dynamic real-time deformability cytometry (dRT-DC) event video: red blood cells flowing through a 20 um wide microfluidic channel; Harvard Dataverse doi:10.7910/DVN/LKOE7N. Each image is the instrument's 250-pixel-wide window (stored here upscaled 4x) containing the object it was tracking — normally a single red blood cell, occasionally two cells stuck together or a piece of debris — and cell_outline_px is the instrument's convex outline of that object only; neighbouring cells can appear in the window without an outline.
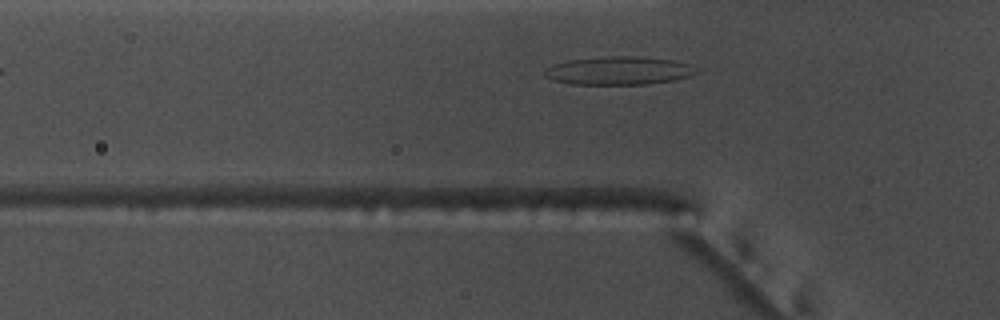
{"species": "common noctule bat (a hibernating species)", "species_latin": "Nyctalus noctula", "temperature_condition": "warm", "stored_images_in_passage": 28, "camera_frame_rate_fps": 3000, "um_per_image_px": 0.085, "animal": {"sex": "male", "body_mass_g": 17.5, "forearm_length_mm": 52.3}, "frame": {"image": 1, "passage_image": 3, "time_ms": 0.667, "image_size_px": [1000, 320], "cell_outline_px": [[700, 72], [692, 76], [676, 80], [644, 84], [572, 84], [556, 80], [544, 76], [544, 72], [548, 68], [556, 64], [568, 60], [608, 56], [636, 56], [676, 60], [692, 64]], "centroid_in_image_um": [52.71, 6.0], "position_along_channel_um": 73.1, "area_um2": 25.03}}
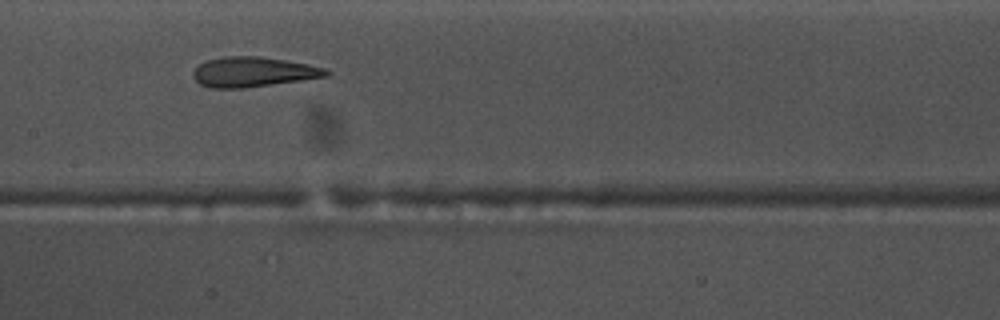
{"frame": {"image": 2, "passage_image": 12, "time_ms": 3.667, "image_size_px": [1000, 320], "cell_outline_px": [[332, 72], [328, 76], [244, 88], [212, 88], [200, 84], [192, 76], [192, 72], [200, 64], [208, 60], [224, 56], [260, 56], [308, 64], [324, 68]], "centroid_in_image_um": [21.51, 6.11], "position_along_channel_um": 185.9, "area_um2": 23.06}}
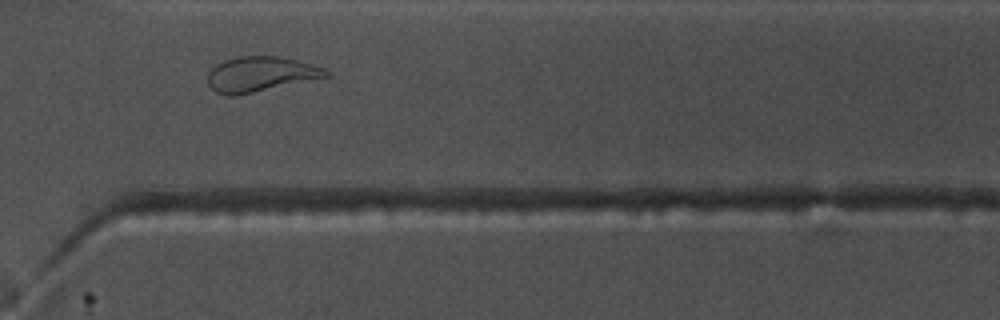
{"frame": {"image": 3, "passage_image": 25, "time_ms": 8.0, "image_size_px": [1000, 320], "cell_outline_px": [[332, 76], [236, 96], [228, 96], [216, 92], [208, 84], [208, 72], [216, 64], [224, 60], [236, 56], [280, 56], [296, 60], [324, 68], [332, 72]], "centroid_in_image_um": [22.16, 6.31], "position_along_channel_um": 348.4, "area_um2": 24.39}, "authors_computed_cell_mechanics": {"area_um2": 22.7732, "velocity_mm_per_s": 3.7504, "shape_relaxation_time_tau1_ms": null, "shape_relaxation_time_tau2_ms": 1.2156, "deformation_change_tau1": null, "deformation_change_tau2": 0.1079}}